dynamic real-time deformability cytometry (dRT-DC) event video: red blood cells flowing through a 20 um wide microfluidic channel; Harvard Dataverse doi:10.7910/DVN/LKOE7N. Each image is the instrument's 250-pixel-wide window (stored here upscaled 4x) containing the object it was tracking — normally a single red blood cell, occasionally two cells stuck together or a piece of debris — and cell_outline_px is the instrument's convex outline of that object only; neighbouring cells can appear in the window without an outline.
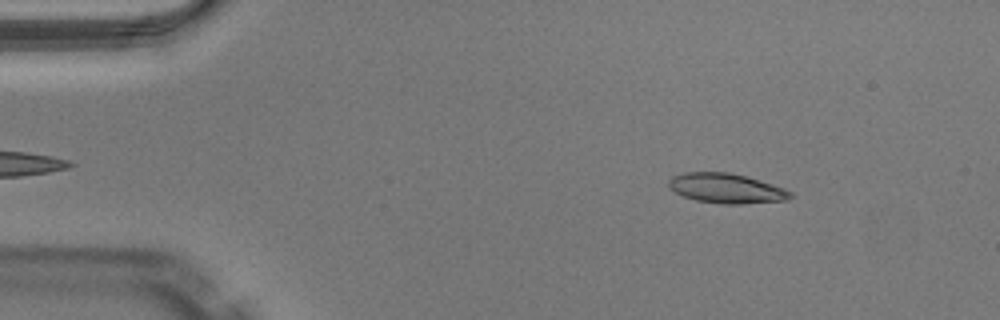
{"species": "Egyptian fruit bat (a non-hibernating species)", "species_latin": "Rousettus aegyptiacus", "temperature_condition": "warm", "stored_images_in_passage": 47, "camera_frame_rate_fps": 3000, "um_per_image_px": 0.085, "animal": {"sex": "male"}, "frame": {"image": 1, "passage_image": 5, "time_ms": 1.333, "image_size_px": [1000, 320], "cell_outline_px": [[792, 196], [788, 200], [744, 204], [720, 204], [696, 200], [684, 196], [668, 188], [668, 180], [672, 176], [684, 172], [728, 172], [744, 176], [772, 184], [784, 188], [792, 192]], "centroid_in_image_um": [61.72, 16.01], "position_along_channel_um": 23.3, "area_um2": 21.15}}
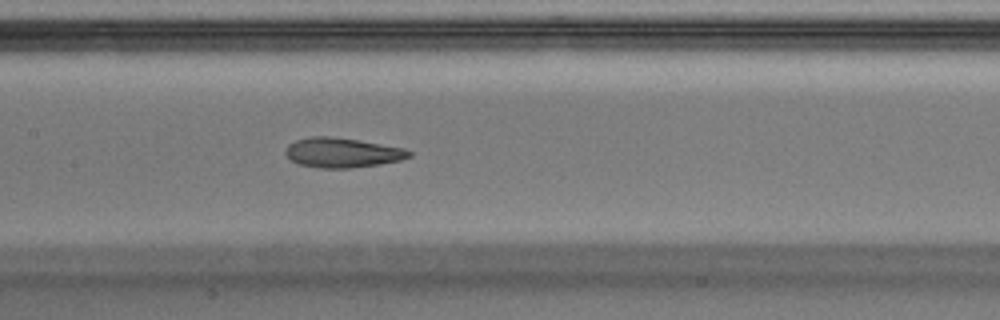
{"frame": {"image": 2, "passage_image": 22, "time_ms": 7.0, "image_size_px": [1000, 320], "cell_outline_px": [[412, 156], [400, 160], [380, 164], [352, 168], [320, 168], [300, 164], [292, 160], [284, 152], [288, 144], [296, 140], [312, 136], [328, 136], [356, 140], [404, 148], [412, 152]], "centroid_in_image_um": [29.09, 12.98], "position_along_channel_um": 178.3, "area_um2": 21.21}}
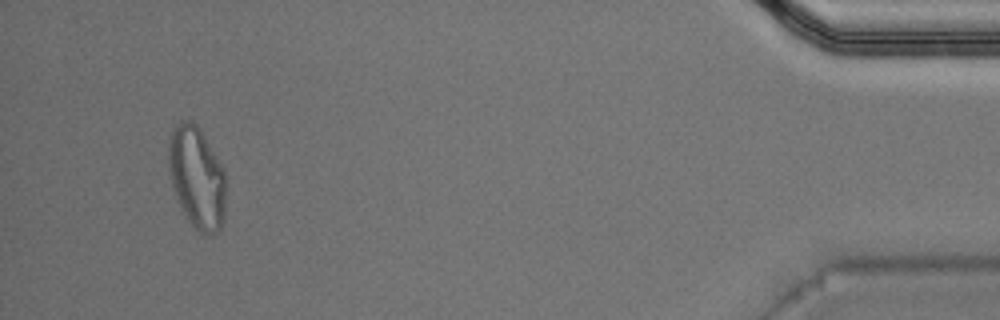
{"frame": {"image": 3, "passage_image": 45, "time_ms": 14.667, "image_size_px": [1000, 320], "cell_outline_px": [[224, 220], [220, 228], [216, 232], [200, 232], [184, 216], [176, 196], [172, 184], [168, 168], [168, 144], [172, 128], [180, 120], [192, 120], [200, 128], [216, 156], [224, 172]], "centroid_in_image_um": [16.69, 15.04], "position_along_channel_um": 418.5, "area_um2": 33.76}, "authors_computed_cell_mechanics": {"area_um2": 21.8484, "velocity_mm_per_s": 4.0636, "shape_relaxation_time_tau1_ms": 6.4757, "shape_relaxation_time_tau2_ms": 1.1943, "deformation_change_tau1": 0.2262, "deformation_change_tau2": 0.0899}}